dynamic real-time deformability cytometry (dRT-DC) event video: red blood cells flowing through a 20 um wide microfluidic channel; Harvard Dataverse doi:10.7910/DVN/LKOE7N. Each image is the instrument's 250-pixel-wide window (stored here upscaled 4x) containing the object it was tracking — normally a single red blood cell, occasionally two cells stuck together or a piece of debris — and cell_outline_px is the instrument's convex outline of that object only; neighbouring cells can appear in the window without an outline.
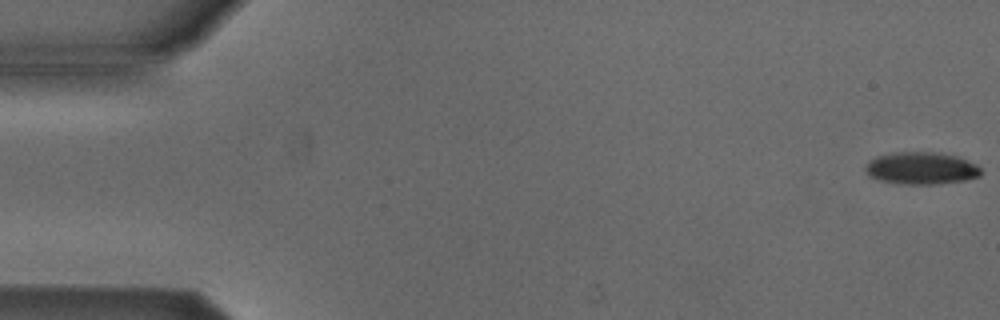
{"species": "Egyptian fruit bat (a non-hibernating species)", "species_latin": "Rousettus aegyptiacus", "temperature_condition": "cold", "stored_images_in_passage": 53, "camera_frame_rate_fps": 3000, "um_per_image_px": 0.085, "animal": {"sex": "male"}, "frame": {"image": 1, "passage_image": 1, "time_ms": 0.0, "image_size_px": [1000, 320], "cell_outline_px": [[980, 176], [964, 180], [936, 184], [904, 184], [880, 180], [868, 176], [864, 168], [868, 160], [876, 156], [896, 152], [932, 152], [956, 156], [976, 164], [980, 168]], "centroid_in_image_um": [78.26, 14.3], "position_along_channel_um": 6.7, "area_um2": 21.62}}
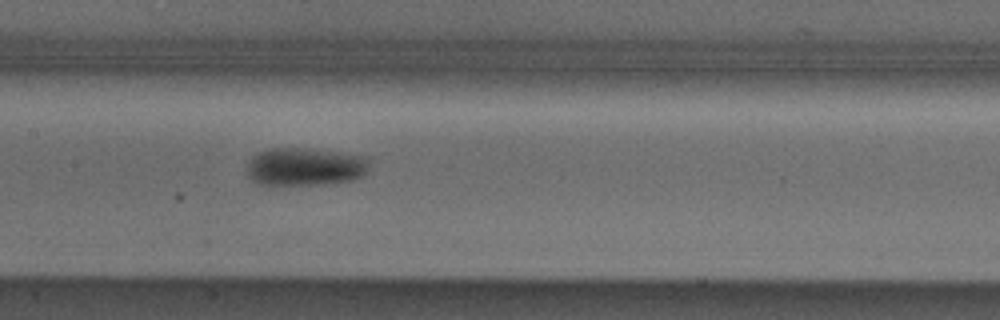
{"frame": {"image": 2, "passage_image": 26, "time_ms": 8.333, "image_size_px": [1000, 320], "cell_outline_px": [[368, 168], [360, 176], [352, 180], [332, 184], [256, 184], [248, 176], [244, 168], [252, 156], [268, 148], [296, 148], [368, 156]], "centroid_in_image_um": [25.87, 14.18], "position_along_channel_um": 181.5, "area_um2": 26.99}}
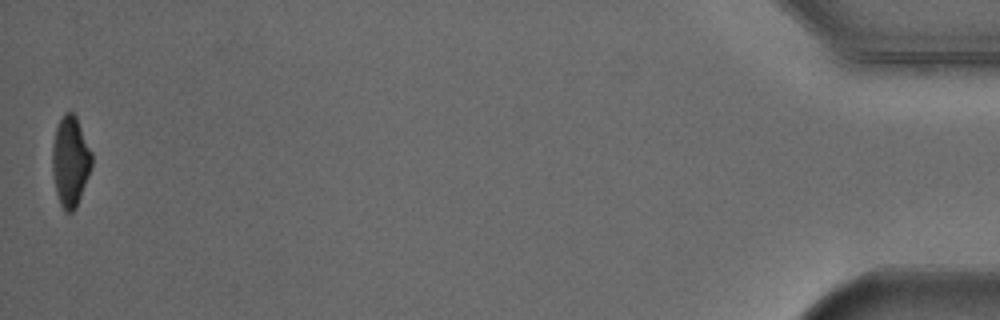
{"frame": {"image": 3, "passage_image": 53, "time_ms": 17.333, "image_size_px": [1000, 320], "cell_outline_px": [[92, 168], [76, 208], [72, 212], [64, 212], [60, 204], [56, 192], [52, 172], [52, 144], [56, 128], [64, 112], [72, 112], [76, 116], [92, 152]], "centroid_in_image_um": [5.98, 13.73], "position_along_channel_um": 429.2, "area_um2": 20.92}, "authors_computed_cell_mechanics": {"area_um2": 23.6402, "velocity_mm_per_s": 3.8645, "shape_relaxation_time_tau1_ms": 3.5146, "shape_relaxation_time_tau2_ms": null, "deformation_change_tau1": 0.1108, "deformation_change_tau2": null}}